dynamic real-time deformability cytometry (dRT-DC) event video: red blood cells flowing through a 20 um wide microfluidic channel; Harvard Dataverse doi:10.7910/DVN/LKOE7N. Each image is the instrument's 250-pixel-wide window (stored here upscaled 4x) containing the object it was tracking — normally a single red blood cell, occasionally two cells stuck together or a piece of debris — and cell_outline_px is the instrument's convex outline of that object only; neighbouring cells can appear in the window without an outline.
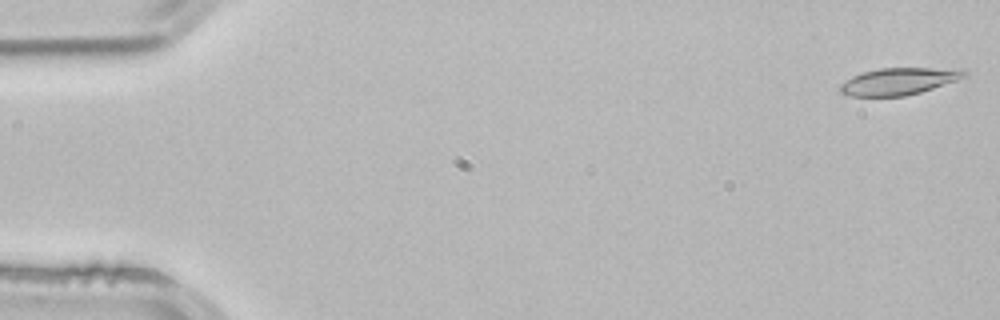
{"species": "common noctule bat (a hibernating species)", "species_latin": "Nyctalus noctula", "temperature_condition": "room temperature", "stored_images_in_passage": 4, "camera_frame_rate_fps": 3000, "um_per_image_px": 0.085, "animal": {"sex": "male", "body_mass_g": 21.5, "forearm_length_mm": 52.0}, "frame": {"image": 1, "passage_image": 1, "time_ms": 0.0, "image_size_px": [1000, 320], "cell_outline_px": [[968, 72], [964, 76], [956, 80], [920, 92], [904, 96], [848, 96], [840, 92], [840, 84], [844, 80], [852, 76], [864, 72], [880, 68], [964, 68]], "centroid_in_image_um": [76.38, 6.9], "position_along_channel_um": 8.6, "area_um2": 19.48}}
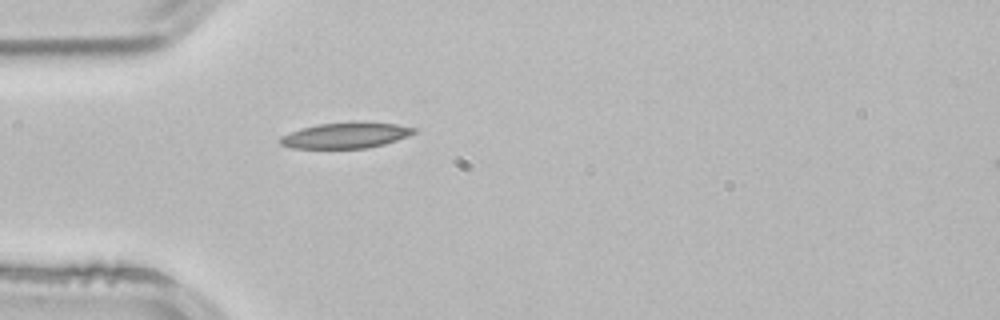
{"frame": {"image": 2, "passage_image": 4, "time_ms": 1.0, "image_size_px": [1000, 320], "cell_outline_px": [[420, 132], [384, 144], [368, 148], [292, 148], [280, 144], [280, 136], [300, 128], [316, 124], [352, 120], [356, 120], [396, 124], [416, 128]], "centroid_in_image_um": [29.42, 11.47], "position_along_channel_um": 55.6, "area_um2": 20.63}}